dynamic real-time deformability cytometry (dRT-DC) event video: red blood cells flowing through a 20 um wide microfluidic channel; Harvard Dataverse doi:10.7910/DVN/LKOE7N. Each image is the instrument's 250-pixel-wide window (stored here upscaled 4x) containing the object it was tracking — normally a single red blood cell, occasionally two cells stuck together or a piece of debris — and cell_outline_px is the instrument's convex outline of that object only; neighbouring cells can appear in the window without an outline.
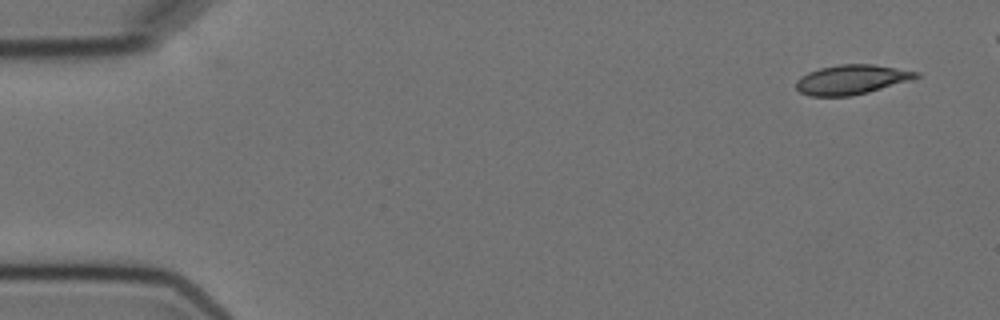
{"species": "Egyptian fruit bat (a non-hibernating species)", "species_latin": "Rousettus aegyptiacus", "temperature_condition": "cold", "stored_images_in_passage": 8, "camera_frame_rate_fps": 3000, "um_per_image_px": 0.085, "animal": {"sex": "female"}, "frame": {"image": 1, "passage_image": 1, "time_ms": 0.0, "image_size_px": [1000, 320], "cell_outline_px": [[920, 76], [916, 80], [852, 96], [808, 96], [800, 92], [796, 88], [796, 80], [800, 76], [808, 72], [820, 68], [840, 64], [872, 64], [920, 72]], "centroid_in_image_um": [72.42, 6.77], "position_along_channel_um": 12.6, "area_um2": 20.98}}
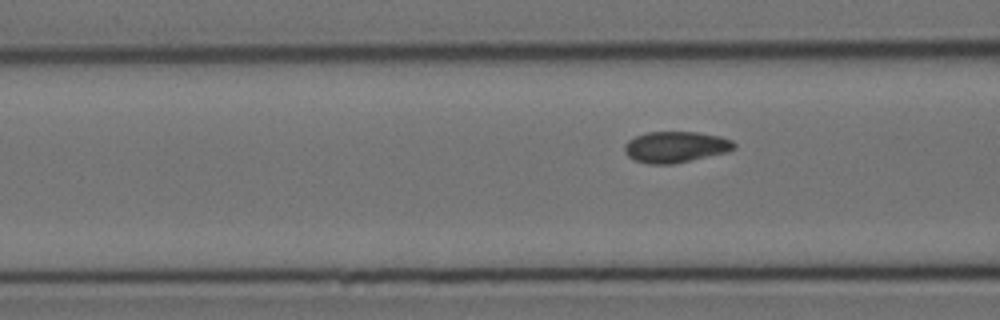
{"frame": {"image": 2, "passage_image": 8, "time_ms": 9.0, "image_size_px": [1000, 320], "cell_outline_px": [[736, 148], [728, 152], [672, 164], [648, 164], [636, 160], [628, 156], [624, 152], [624, 144], [628, 140], [636, 136], [648, 132], [696, 132], [720, 136], [732, 140], [736, 144]], "centroid_in_image_um": [57.43, 12.49], "position_along_channel_um": 109.2, "area_um2": 19.88}}